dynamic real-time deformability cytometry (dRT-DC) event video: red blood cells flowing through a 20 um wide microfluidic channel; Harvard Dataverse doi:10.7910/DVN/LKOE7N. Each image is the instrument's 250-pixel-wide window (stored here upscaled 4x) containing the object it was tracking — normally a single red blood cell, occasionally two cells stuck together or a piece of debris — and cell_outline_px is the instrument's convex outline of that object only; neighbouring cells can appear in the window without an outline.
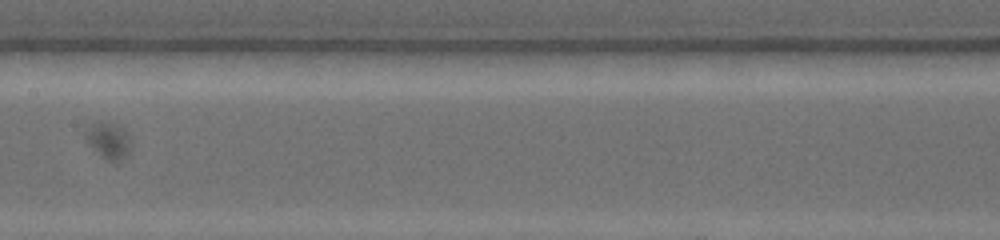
{"species": "common noctule bat (a hibernating species)", "species_latin": "Nyctalus noctula", "temperature_condition": "warm", "stored_images_in_passage": 37, "camera_frame_rate_fps": 4500, "um_per_image_px": 0.085, "animal": {"sex": "female", "body_mass_g": 19.0, "forearm_length_mm": 53.3}, "frame": {"image": 1, "passage_image": 11, "time_ms": 7.111, "image_size_px": [1000, 240], "cell_outline_px": [[132, 148], [120, 160], [108, 160], [100, 156], [88, 144], [84, 136], [84, 132], [88, 124], [100, 120], [116, 124], [124, 128], [132, 140]], "centroid_in_image_um": [9.2, 11.89], "position_along_channel_um": 198.2, "area_um2": 10.0}}